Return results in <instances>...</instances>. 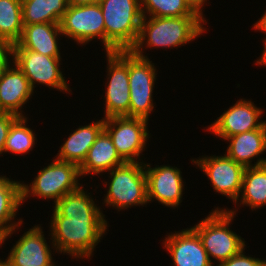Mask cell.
<instances>
[{
    "label": "cell",
    "instance_id": "obj_1",
    "mask_svg": "<svg viewBox=\"0 0 266 266\" xmlns=\"http://www.w3.org/2000/svg\"><path fill=\"white\" fill-rule=\"evenodd\" d=\"M84 186L54 204L49 222V236L57 253L68 254L76 261L92 258L109 226L101 206L95 203Z\"/></svg>",
    "mask_w": 266,
    "mask_h": 266
},
{
    "label": "cell",
    "instance_id": "obj_2",
    "mask_svg": "<svg viewBox=\"0 0 266 266\" xmlns=\"http://www.w3.org/2000/svg\"><path fill=\"white\" fill-rule=\"evenodd\" d=\"M206 22L199 16L142 17L138 39L131 52L148 59L144 50L178 48L196 40L205 33Z\"/></svg>",
    "mask_w": 266,
    "mask_h": 266
},
{
    "label": "cell",
    "instance_id": "obj_3",
    "mask_svg": "<svg viewBox=\"0 0 266 266\" xmlns=\"http://www.w3.org/2000/svg\"><path fill=\"white\" fill-rule=\"evenodd\" d=\"M237 211L238 209L216 207L191 227L199 235L208 258L214 266L238 254L247 246L244 238L230 228L234 217L237 216Z\"/></svg>",
    "mask_w": 266,
    "mask_h": 266
},
{
    "label": "cell",
    "instance_id": "obj_4",
    "mask_svg": "<svg viewBox=\"0 0 266 266\" xmlns=\"http://www.w3.org/2000/svg\"><path fill=\"white\" fill-rule=\"evenodd\" d=\"M98 3L105 25V53L131 50L143 17L140 0H99Z\"/></svg>",
    "mask_w": 266,
    "mask_h": 266
},
{
    "label": "cell",
    "instance_id": "obj_5",
    "mask_svg": "<svg viewBox=\"0 0 266 266\" xmlns=\"http://www.w3.org/2000/svg\"><path fill=\"white\" fill-rule=\"evenodd\" d=\"M108 174L110 179L103 183L106 188L108 187L105 189L107 192L102 202L105 203L104 206L107 208L111 206L119 212L148 204L144 163L125 162L108 171Z\"/></svg>",
    "mask_w": 266,
    "mask_h": 266
},
{
    "label": "cell",
    "instance_id": "obj_6",
    "mask_svg": "<svg viewBox=\"0 0 266 266\" xmlns=\"http://www.w3.org/2000/svg\"><path fill=\"white\" fill-rule=\"evenodd\" d=\"M53 162L41 167L30 184L22 182V203L29 197L54 200L55 204L66 194L77 190L82 184L79 166L53 157Z\"/></svg>",
    "mask_w": 266,
    "mask_h": 266
},
{
    "label": "cell",
    "instance_id": "obj_7",
    "mask_svg": "<svg viewBox=\"0 0 266 266\" xmlns=\"http://www.w3.org/2000/svg\"><path fill=\"white\" fill-rule=\"evenodd\" d=\"M107 68L104 117H129V51L106 52ZM109 80V81H108Z\"/></svg>",
    "mask_w": 266,
    "mask_h": 266
},
{
    "label": "cell",
    "instance_id": "obj_8",
    "mask_svg": "<svg viewBox=\"0 0 266 266\" xmlns=\"http://www.w3.org/2000/svg\"><path fill=\"white\" fill-rule=\"evenodd\" d=\"M104 130L109 134L117 153L125 162L144 163L140 159L149 140L148 120L135 117L104 119Z\"/></svg>",
    "mask_w": 266,
    "mask_h": 266
},
{
    "label": "cell",
    "instance_id": "obj_9",
    "mask_svg": "<svg viewBox=\"0 0 266 266\" xmlns=\"http://www.w3.org/2000/svg\"><path fill=\"white\" fill-rule=\"evenodd\" d=\"M62 57H48L32 50H12V61L27 77L31 88L45 85L66 94L72 91L61 71Z\"/></svg>",
    "mask_w": 266,
    "mask_h": 266
},
{
    "label": "cell",
    "instance_id": "obj_10",
    "mask_svg": "<svg viewBox=\"0 0 266 266\" xmlns=\"http://www.w3.org/2000/svg\"><path fill=\"white\" fill-rule=\"evenodd\" d=\"M157 74V67L149 58L138 57L129 50V117L149 120L155 108L153 90Z\"/></svg>",
    "mask_w": 266,
    "mask_h": 266
},
{
    "label": "cell",
    "instance_id": "obj_11",
    "mask_svg": "<svg viewBox=\"0 0 266 266\" xmlns=\"http://www.w3.org/2000/svg\"><path fill=\"white\" fill-rule=\"evenodd\" d=\"M60 28L64 38L74 40L77 45L84 46L93 39H99L105 51V25L99 3L69 5L60 21Z\"/></svg>",
    "mask_w": 266,
    "mask_h": 266
},
{
    "label": "cell",
    "instance_id": "obj_12",
    "mask_svg": "<svg viewBox=\"0 0 266 266\" xmlns=\"http://www.w3.org/2000/svg\"><path fill=\"white\" fill-rule=\"evenodd\" d=\"M191 163L196 165L208 177L213 186V190L226 199L232 200L233 204L239 197L243 181L245 167L236 163L226 154L223 155H203L191 159Z\"/></svg>",
    "mask_w": 266,
    "mask_h": 266
},
{
    "label": "cell",
    "instance_id": "obj_13",
    "mask_svg": "<svg viewBox=\"0 0 266 266\" xmlns=\"http://www.w3.org/2000/svg\"><path fill=\"white\" fill-rule=\"evenodd\" d=\"M144 167L147 178L148 204L156 200L167 208H178L182 202L185 188L180 168L170 164L156 165L152 168L151 164L147 162H144Z\"/></svg>",
    "mask_w": 266,
    "mask_h": 266
},
{
    "label": "cell",
    "instance_id": "obj_14",
    "mask_svg": "<svg viewBox=\"0 0 266 266\" xmlns=\"http://www.w3.org/2000/svg\"><path fill=\"white\" fill-rule=\"evenodd\" d=\"M263 114L264 111L251 99L240 98L204 130L225 140L232 135L261 128L266 123L260 120Z\"/></svg>",
    "mask_w": 266,
    "mask_h": 266
},
{
    "label": "cell",
    "instance_id": "obj_15",
    "mask_svg": "<svg viewBox=\"0 0 266 266\" xmlns=\"http://www.w3.org/2000/svg\"><path fill=\"white\" fill-rule=\"evenodd\" d=\"M40 224L32 226L16 241L4 260L3 266H47L54 261L56 251L54 244L48 245ZM52 249L53 252L52 253Z\"/></svg>",
    "mask_w": 266,
    "mask_h": 266
},
{
    "label": "cell",
    "instance_id": "obj_16",
    "mask_svg": "<svg viewBox=\"0 0 266 266\" xmlns=\"http://www.w3.org/2000/svg\"><path fill=\"white\" fill-rule=\"evenodd\" d=\"M174 232L166 234L162 243L163 248L170 253L174 266H214L199 235L191 226Z\"/></svg>",
    "mask_w": 266,
    "mask_h": 266
},
{
    "label": "cell",
    "instance_id": "obj_17",
    "mask_svg": "<svg viewBox=\"0 0 266 266\" xmlns=\"http://www.w3.org/2000/svg\"><path fill=\"white\" fill-rule=\"evenodd\" d=\"M34 94L27 77L12 61L0 74V112L17 116L23 114V107Z\"/></svg>",
    "mask_w": 266,
    "mask_h": 266
},
{
    "label": "cell",
    "instance_id": "obj_18",
    "mask_svg": "<svg viewBox=\"0 0 266 266\" xmlns=\"http://www.w3.org/2000/svg\"><path fill=\"white\" fill-rule=\"evenodd\" d=\"M224 141L229 143L224 153L245 168L266 164V156H262L266 152V123L259 129L232 135ZM255 157L258 158L256 162Z\"/></svg>",
    "mask_w": 266,
    "mask_h": 266
},
{
    "label": "cell",
    "instance_id": "obj_19",
    "mask_svg": "<svg viewBox=\"0 0 266 266\" xmlns=\"http://www.w3.org/2000/svg\"><path fill=\"white\" fill-rule=\"evenodd\" d=\"M21 39L12 50H32L48 57H61L58 41L63 36L60 24L36 23L23 25Z\"/></svg>",
    "mask_w": 266,
    "mask_h": 266
},
{
    "label": "cell",
    "instance_id": "obj_20",
    "mask_svg": "<svg viewBox=\"0 0 266 266\" xmlns=\"http://www.w3.org/2000/svg\"><path fill=\"white\" fill-rule=\"evenodd\" d=\"M21 182L0 175V234L4 235V242L24 225L23 219L14 220L23 205Z\"/></svg>",
    "mask_w": 266,
    "mask_h": 266
},
{
    "label": "cell",
    "instance_id": "obj_21",
    "mask_svg": "<svg viewBox=\"0 0 266 266\" xmlns=\"http://www.w3.org/2000/svg\"><path fill=\"white\" fill-rule=\"evenodd\" d=\"M125 161L117 153L109 136L103 129L90 147L86 159L79 166L81 179L85 175H103L102 173L123 165ZM92 173V174H91Z\"/></svg>",
    "mask_w": 266,
    "mask_h": 266
},
{
    "label": "cell",
    "instance_id": "obj_22",
    "mask_svg": "<svg viewBox=\"0 0 266 266\" xmlns=\"http://www.w3.org/2000/svg\"><path fill=\"white\" fill-rule=\"evenodd\" d=\"M104 129V119L90 122L71 132L58 150L56 159L80 166L86 159L90 147Z\"/></svg>",
    "mask_w": 266,
    "mask_h": 266
},
{
    "label": "cell",
    "instance_id": "obj_23",
    "mask_svg": "<svg viewBox=\"0 0 266 266\" xmlns=\"http://www.w3.org/2000/svg\"><path fill=\"white\" fill-rule=\"evenodd\" d=\"M234 205H246L252 211L266 206V164L245 168L241 192Z\"/></svg>",
    "mask_w": 266,
    "mask_h": 266
},
{
    "label": "cell",
    "instance_id": "obj_24",
    "mask_svg": "<svg viewBox=\"0 0 266 266\" xmlns=\"http://www.w3.org/2000/svg\"><path fill=\"white\" fill-rule=\"evenodd\" d=\"M23 25L60 24L69 4L67 0H21Z\"/></svg>",
    "mask_w": 266,
    "mask_h": 266
},
{
    "label": "cell",
    "instance_id": "obj_25",
    "mask_svg": "<svg viewBox=\"0 0 266 266\" xmlns=\"http://www.w3.org/2000/svg\"><path fill=\"white\" fill-rule=\"evenodd\" d=\"M23 27L21 0H0V39L16 44Z\"/></svg>",
    "mask_w": 266,
    "mask_h": 266
},
{
    "label": "cell",
    "instance_id": "obj_26",
    "mask_svg": "<svg viewBox=\"0 0 266 266\" xmlns=\"http://www.w3.org/2000/svg\"><path fill=\"white\" fill-rule=\"evenodd\" d=\"M28 118L19 116L11 125L5 142L3 153L27 154L36 144V134L29 127Z\"/></svg>",
    "mask_w": 266,
    "mask_h": 266
},
{
    "label": "cell",
    "instance_id": "obj_27",
    "mask_svg": "<svg viewBox=\"0 0 266 266\" xmlns=\"http://www.w3.org/2000/svg\"><path fill=\"white\" fill-rule=\"evenodd\" d=\"M140 6L145 17L198 16L184 0H140Z\"/></svg>",
    "mask_w": 266,
    "mask_h": 266
},
{
    "label": "cell",
    "instance_id": "obj_28",
    "mask_svg": "<svg viewBox=\"0 0 266 266\" xmlns=\"http://www.w3.org/2000/svg\"><path fill=\"white\" fill-rule=\"evenodd\" d=\"M245 249L246 247H244L238 254L216 266H264L266 264V260L264 258L261 260V258H255L252 257V255L246 256Z\"/></svg>",
    "mask_w": 266,
    "mask_h": 266
},
{
    "label": "cell",
    "instance_id": "obj_29",
    "mask_svg": "<svg viewBox=\"0 0 266 266\" xmlns=\"http://www.w3.org/2000/svg\"><path fill=\"white\" fill-rule=\"evenodd\" d=\"M19 116L8 113V112H0V155H4V146L8 136V132L12 123L18 118Z\"/></svg>",
    "mask_w": 266,
    "mask_h": 266
},
{
    "label": "cell",
    "instance_id": "obj_30",
    "mask_svg": "<svg viewBox=\"0 0 266 266\" xmlns=\"http://www.w3.org/2000/svg\"><path fill=\"white\" fill-rule=\"evenodd\" d=\"M13 45L0 39V70H4L12 62Z\"/></svg>",
    "mask_w": 266,
    "mask_h": 266
},
{
    "label": "cell",
    "instance_id": "obj_31",
    "mask_svg": "<svg viewBox=\"0 0 266 266\" xmlns=\"http://www.w3.org/2000/svg\"><path fill=\"white\" fill-rule=\"evenodd\" d=\"M208 0H184V2L187 4V6L195 13L197 14L202 20H204L207 23L205 15L203 14V7L205 5H210ZM207 2V3H206Z\"/></svg>",
    "mask_w": 266,
    "mask_h": 266
},
{
    "label": "cell",
    "instance_id": "obj_32",
    "mask_svg": "<svg viewBox=\"0 0 266 266\" xmlns=\"http://www.w3.org/2000/svg\"><path fill=\"white\" fill-rule=\"evenodd\" d=\"M252 28H254L255 32L257 30V31L265 33L266 35V10L263 13V15L260 17V19L258 18L257 22L253 24ZM263 41H266V37L265 39H263Z\"/></svg>",
    "mask_w": 266,
    "mask_h": 266
},
{
    "label": "cell",
    "instance_id": "obj_33",
    "mask_svg": "<svg viewBox=\"0 0 266 266\" xmlns=\"http://www.w3.org/2000/svg\"><path fill=\"white\" fill-rule=\"evenodd\" d=\"M264 42V50L262 51L263 53H261V56L258 57L259 59H256L255 61V65L257 64L258 66H264L266 67V41Z\"/></svg>",
    "mask_w": 266,
    "mask_h": 266
},
{
    "label": "cell",
    "instance_id": "obj_34",
    "mask_svg": "<svg viewBox=\"0 0 266 266\" xmlns=\"http://www.w3.org/2000/svg\"><path fill=\"white\" fill-rule=\"evenodd\" d=\"M69 5H86V4H95L99 0H67Z\"/></svg>",
    "mask_w": 266,
    "mask_h": 266
},
{
    "label": "cell",
    "instance_id": "obj_35",
    "mask_svg": "<svg viewBox=\"0 0 266 266\" xmlns=\"http://www.w3.org/2000/svg\"><path fill=\"white\" fill-rule=\"evenodd\" d=\"M4 243V235L0 234V247L3 246ZM0 266H3V260L0 258Z\"/></svg>",
    "mask_w": 266,
    "mask_h": 266
},
{
    "label": "cell",
    "instance_id": "obj_36",
    "mask_svg": "<svg viewBox=\"0 0 266 266\" xmlns=\"http://www.w3.org/2000/svg\"><path fill=\"white\" fill-rule=\"evenodd\" d=\"M56 262H52L51 264H49V265H47V266H57L56 264H55ZM59 266V265H58Z\"/></svg>",
    "mask_w": 266,
    "mask_h": 266
}]
</instances>
